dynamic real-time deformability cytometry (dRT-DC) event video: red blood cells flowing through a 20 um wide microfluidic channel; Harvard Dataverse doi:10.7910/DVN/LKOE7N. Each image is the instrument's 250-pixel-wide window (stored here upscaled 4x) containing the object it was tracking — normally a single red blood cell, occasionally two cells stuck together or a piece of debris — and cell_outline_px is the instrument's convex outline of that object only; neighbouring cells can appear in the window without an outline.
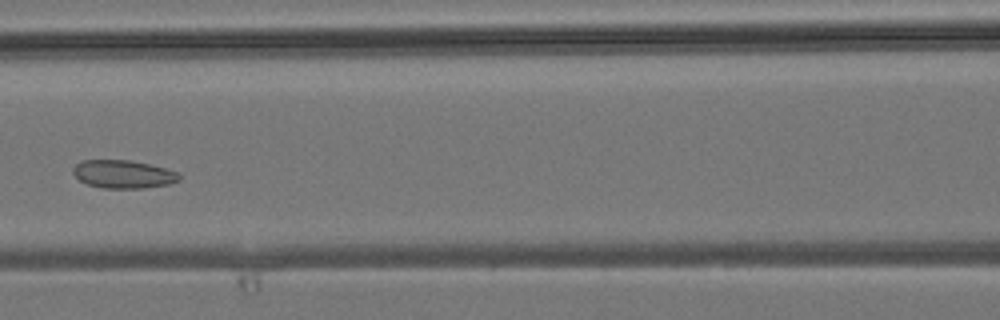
{"species": "common noctule bat (a hibernating species)", "species_latin": "Nyctalus noctula", "temperature_condition": "room temperature", "stored_images_in_passage": 6, "camera_frame_rate_fps": 3000, "um_per_image_px": 0.085, "animal": {"sex": "male", "body_mass_g": 19.2, "forearm_length_mm": 51.8}, "frame": {"image": 1, "passage_image": 6, "time_ms": 6.0, "image_size_px": [1000, 320], "cell_outline_px": [[180, 180], [168, 184], [144, 188], [104, 188], [88, 184], [80, 180], [72, 172], [72, 168], [80, 160], [128, 160], [148, 164], [164, 168], [176, 172], [180, 176]], "centroid_in_image_um": [10.45, 14.8], "position_along_channel_um": 156.2, "area_um2": 17.22}}